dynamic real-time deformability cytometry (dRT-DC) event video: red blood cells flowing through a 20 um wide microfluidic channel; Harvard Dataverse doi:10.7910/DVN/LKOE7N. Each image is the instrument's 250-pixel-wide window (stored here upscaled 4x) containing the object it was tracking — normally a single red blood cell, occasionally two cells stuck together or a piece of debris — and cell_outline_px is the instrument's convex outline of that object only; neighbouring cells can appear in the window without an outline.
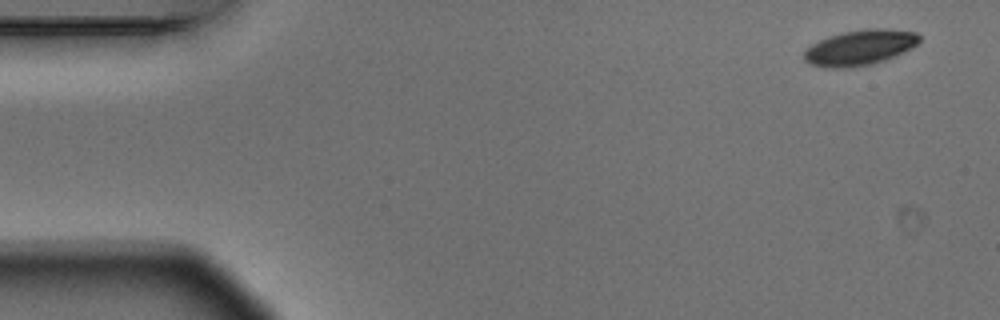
{"species": "Egyptian fruit bat (a non-hibernating species)", "species_latin": "Rousettus aegyptiacus", "temperature_condition": "warm", "stored_images_in_passage": 4, "camera_frame_rate_fps": 3000, "um_per_image_px": 0.085, "animal": {"sex": "male"}, "frame": {"image": 1, "passage_image": 1, "time_ms": 0.0, "image_size_px": [1000, 320], "cell_outline_px": [[920, 40], [912, 48], [884, 60], [872, 64], [852, 68], [828, 68], [812, 64], [804, 60], [804, 52], [812, 44], [828, 36], [844, 32], [872, 28], [888, 28], [916, 32], [920, 36]], "centroid_in_image_um": [73.1, 4.04], "position_along_channel_um": 11.9, "area_um2": 23.7}}
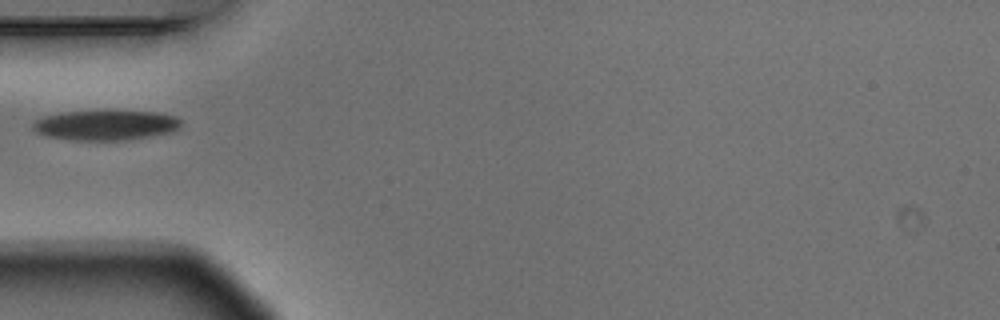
{"frame": {"image": 2, "passage_image": 4, "time_ms": 1.0, "image_size_px": [1000, 320], "cell_outline_px": [[180, 128], [172, 132], [124, 140], [72, 140], [44, 136], [36, 132], [32, 128], [32, 124], [36, 120], [44, 116], [60, 112], [156, 112], [176, 116], [180, 120]], "centroid_in_image_um": [8.95, 10.65], "position_along_channel_um": 76.1, "area_um2": 25.61}}